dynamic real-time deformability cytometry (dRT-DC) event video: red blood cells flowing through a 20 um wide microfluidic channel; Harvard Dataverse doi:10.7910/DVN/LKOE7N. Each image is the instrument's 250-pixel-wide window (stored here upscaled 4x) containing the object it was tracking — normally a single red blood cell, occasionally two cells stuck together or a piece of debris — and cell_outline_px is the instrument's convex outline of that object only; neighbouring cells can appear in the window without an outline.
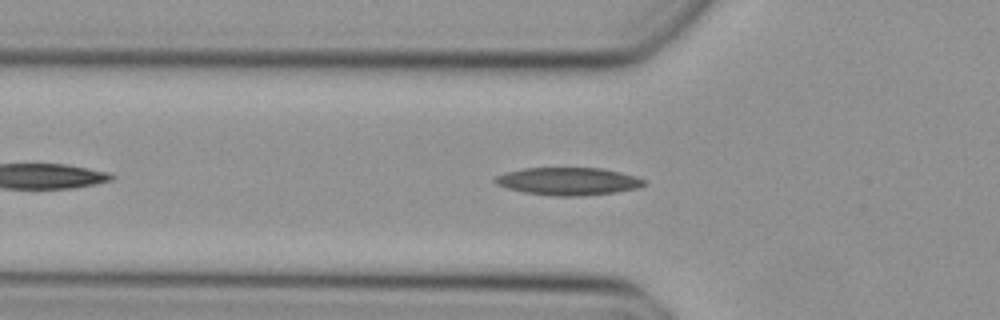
{"species": "Egyptian fruit bat (a non-hibernating species)", "species_latin": "Rousettus aegyptiacus", "temperature_condition": "cold", "stored_images_in_passage": 37, "camera_frame_rate_fps": 3000, "um_per_image_px": 0.085, "animal": {"sex": "female"}, "frame": {"image": 1, "passage_image": 7, "time_ms": 2.0, "image_size_px": [1000, 320], "cell_outline_px": [[644, 184], [636, 188], [612, 192], [584, 196], [556, 196], [524, 192], [508, 188], [496, 184], [492, 180], [496, 176], [508, 172], [524, 168], [600, 168], [620, 172], [636, 176], [644, 180]], "centroid_in_image_um": [48.27, 15.41], "position_along_channel_um": 77.5, "area_um2": 23.7}}
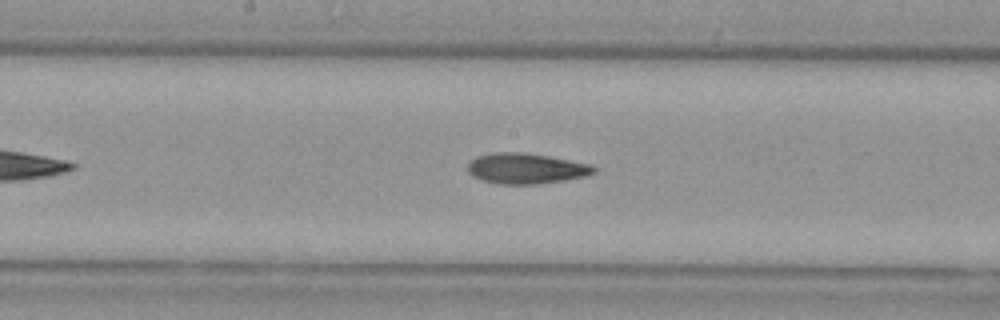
{"frame": {"image": 2, "passage_image": 16, "time_ms": 5.0, "image_size_px": [1000, 320], "cell_outline_px": [[596, 172], [584, 176], [564, 180], [536, 184], [496, 184], [480, 180], [472, 176], [468, 172], [468, 164], [476, 156], [492, 152], [524, 152], [548, 156], [592, 164], [596, 168]], "centroid_in_image_um": [44.68, 14.32], "position_along_channel_um": 203.5, "area_um2": 22.6}}
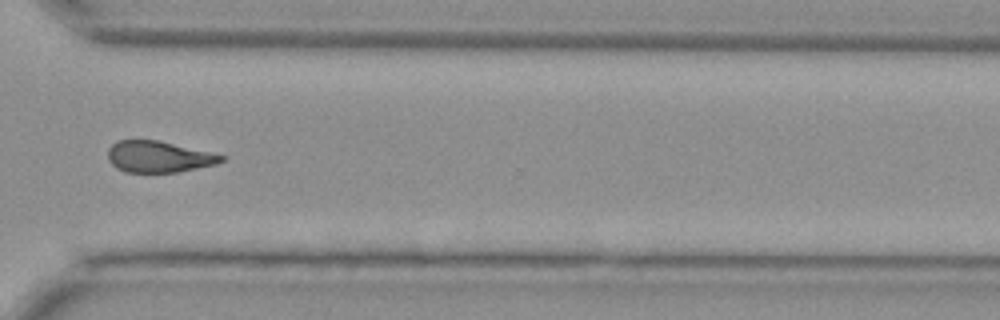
{"frame": {"image": 3, "passage_image": 27, "time_ms": 8.667, "image_size_px": [1000, 320], "cell_outline_px": [[224, 160], [216, 164], [180, 172], [124, 172], [116, 168], [108, 160], [108, 148], [116, 140], [156, 140], [208, 152], [224, 156]], "centroid_in_image_um": [13.43, 13.33], "position_along_channel_um": 357.2, "area_um2": 20.52}}